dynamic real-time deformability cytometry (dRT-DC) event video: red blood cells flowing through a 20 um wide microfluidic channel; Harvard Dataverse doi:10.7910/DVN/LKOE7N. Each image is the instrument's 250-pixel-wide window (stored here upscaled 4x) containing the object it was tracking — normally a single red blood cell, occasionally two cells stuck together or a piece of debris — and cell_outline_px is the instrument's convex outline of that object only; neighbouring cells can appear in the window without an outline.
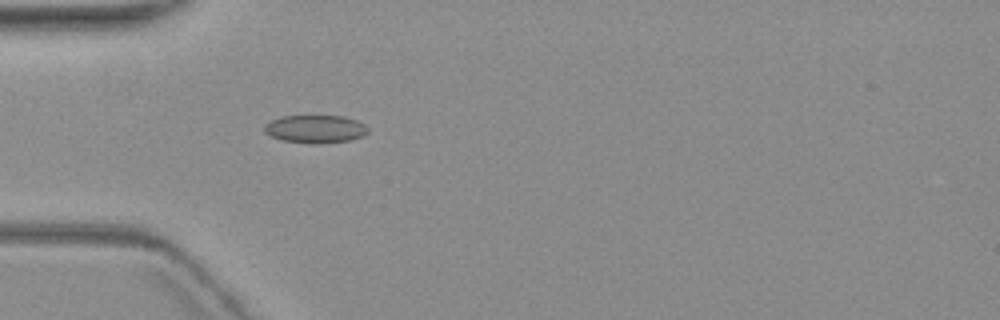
{"species": "common noctule bat (a hibernating species)", "species_latin": "Nyctalus noctula", "temperature_condition": "warm", "stored_images_in_passage": 3, "camera_frame_rate_fps": 3000, "um_per_image_px": 0.085, "animal": {"sex": "female", "body_mass_g": 19.3, "forearm_length_mm": 54.1}, "frame": {"image": 1, "passage_image": 3, "time_ms": 3.0, "image_size_px": [1000, 320], "cell_outline_px": [[368, 132], [364, 136], [352, 140], [320, 144], [312, 144], [284, 140], [272, 136], [264, 132], [264, 124], [280, 116], [344, 116], [356, 120], [364, 124], [368, 128]], "centroid_in_image_um": [26.83, 10.97], "position_along_channel_um": 58.2, "area_um2": 16.99}}